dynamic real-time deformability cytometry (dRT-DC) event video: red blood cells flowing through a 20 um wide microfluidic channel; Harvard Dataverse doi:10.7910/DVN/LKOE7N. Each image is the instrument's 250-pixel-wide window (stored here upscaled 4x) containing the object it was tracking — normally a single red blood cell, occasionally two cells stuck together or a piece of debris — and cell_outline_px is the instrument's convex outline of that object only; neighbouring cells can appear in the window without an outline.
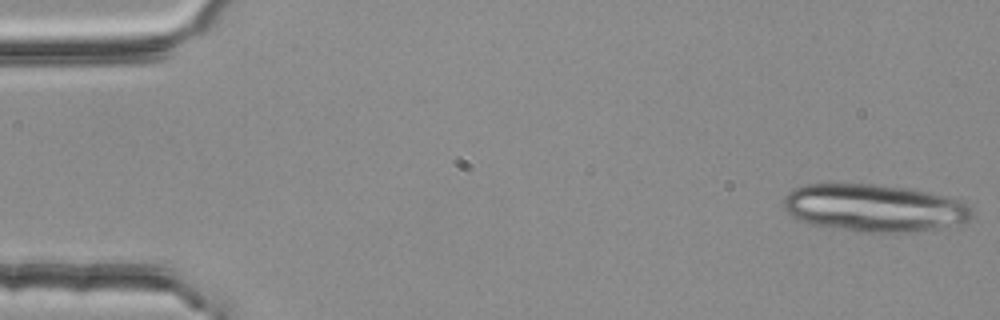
{"species": "common noctule bat (a hibernating species)", "species_latin": "Nyctalus noctula", "temperature_condition": "room temperature", "stored_images_in_passage": 21, "camera_frame_rate_fps": 3000, "um_per_image_px": 0.085, "animal": {"sex": "female", "body_mass_g": 25.1}, "frame": {"image": 1, "passage_image": 1, "time_ms": 0.0, "image_size_px": [1000, 320], "cell_outline_px": [[972, 216], [968, 220], [936, 232], [856, 232], [812, 224], [800, 220], [792, 216], [784, 208], [784, 196], [792, 188], [804, 184], [872, 184], [908, 188], [928, 192], [960, 200], [968, 204], [972, 208]], "centroid_in_image_um": [74.35, 17.69], "position_along_channel_um": 10.6, "area_um2": 52.83}}